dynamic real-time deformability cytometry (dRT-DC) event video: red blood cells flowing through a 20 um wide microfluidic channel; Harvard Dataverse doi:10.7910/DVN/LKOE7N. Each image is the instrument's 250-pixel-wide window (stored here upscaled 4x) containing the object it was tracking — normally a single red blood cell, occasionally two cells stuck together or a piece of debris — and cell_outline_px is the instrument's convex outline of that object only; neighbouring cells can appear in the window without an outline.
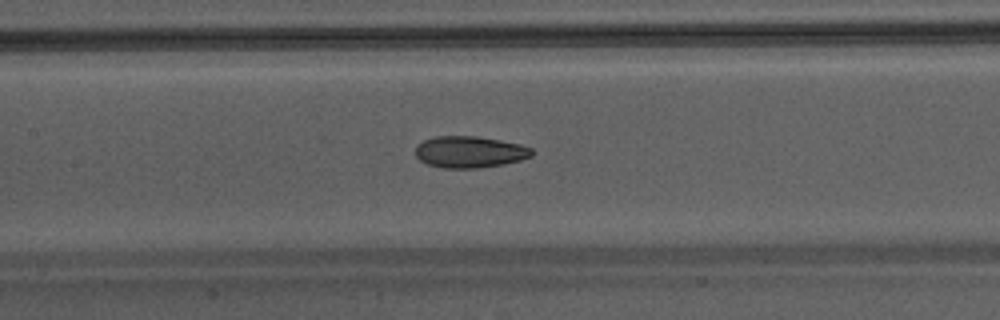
{"species": "Egyptian fruit bat (a non-hibernating species)", "species_latin": "Rousettus aegyptiacus", "temperature_condition": "warm", "stored_images_in_passage": 48, "camera_frame_rate_fps": 3000, "um_per_image_px": 0.085, "animal": {"sex": "male"}, "frame": {"image": 1, "passage_image": 24, "time_ms": 7.667, "image_size_px": [1000, 320], "cell_outline_px": [[536, 152], [532, 156], [520, 160], [500, 164], [476, 168], [444, 168], [428, 164], [420, 160], [416, 156], [416, 144], [424, 140], [436, 136], [476, 136], [500, 140], [520, 144], [532, 148]], "centroid_in_image_um": [39.93, 12.9], "position_along_channel_um": 167.5, "area_um2": 21.39}}
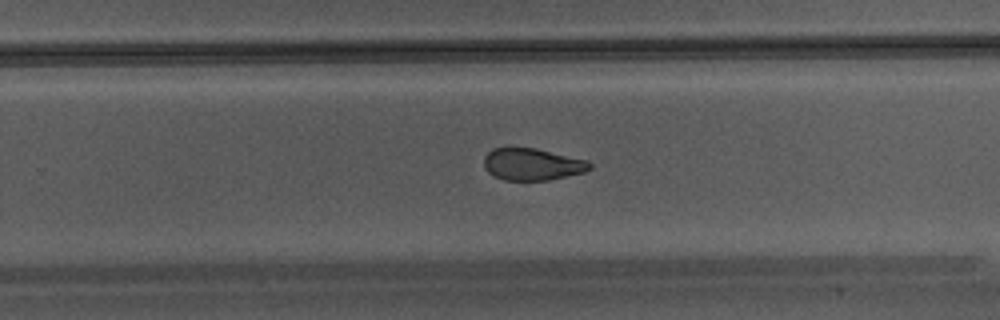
{"frame": {"image": 2, "passage_image": 32, "time_ms": 10.333, "image_size_px": [1000, 320], "cell_outline_px": [[592, 168], [584, 172], [568, 176], [548, 180], [504, 180], [488, 172], [484, 168], [484, 156], [492, 148], [508, 144], [536, 148], [588, 160], [592, 164]], "centroid_in_image_um": [45.2, 13.91], "position_along_channel_um": 284.6, "area_um2": 20.4}}
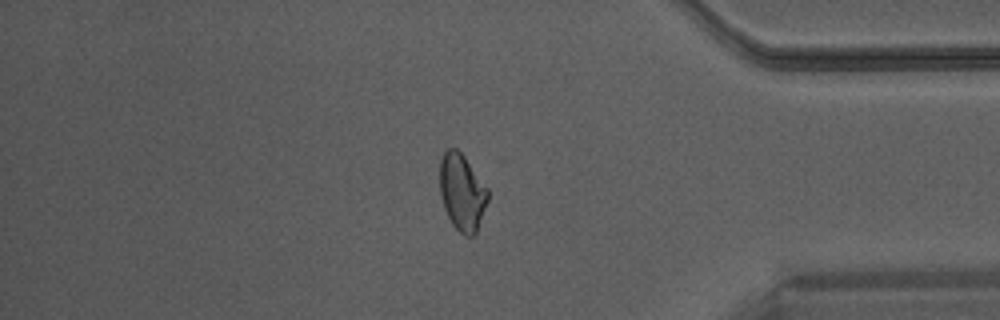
{"frame": {"image": 3, "passage_image": 41, "time_ms": 13.333, "image_size_px": [1000, 320], "cell_outline_px": [[488, 200], [476, 232], [472, 236], [464, 236], [452, 224], [444, 208], [440, 192], [440, 160], [444, 152], [448, 148], [456, 148], [464, 156], [488, 188]], "centroid_in_image_um": [39.27, 16.33], "position_along_channel_um": 395.9, "area_um2": 21.33}}